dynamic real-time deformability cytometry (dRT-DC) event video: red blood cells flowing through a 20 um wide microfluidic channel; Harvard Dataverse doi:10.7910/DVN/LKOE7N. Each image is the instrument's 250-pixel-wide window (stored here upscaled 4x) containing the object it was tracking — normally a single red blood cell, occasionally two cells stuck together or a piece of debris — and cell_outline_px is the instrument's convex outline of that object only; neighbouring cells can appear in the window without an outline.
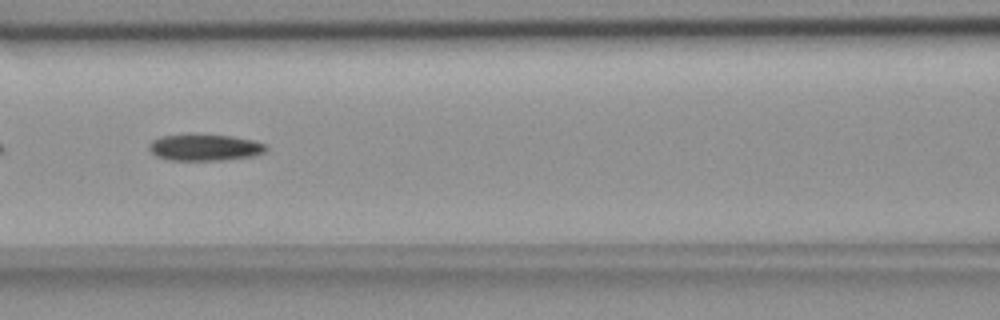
{"species": "common noctule bat (a hibernating species)", "species_latin": "Nyctalus noctula", "temperature_condition": "room temperature", "stored_images_in_passage": 40, "camera_frame_rate_fps": 3000, "um_per_image_px": 0.085, "animal": {"sex": "female", "body_mass_g": 18.4}, "frame": {"image": 1, "passage_image": 9, "time_ms": 2.667, "image_size_px": [1000, 320], "cell_outline_px": [[268, 148], [264, 152], [252, 156], [224, 160], [168, 160], [156, 156], [148, 148], [148, 144], [152, 140], [160, 136], [192, 132], [232, 136], [252, 140], [264, 144]], "centroid_in_image_um": [17.34, 12.5], "position_along_channel_um": 149.3, "area_um2": 18.61}}
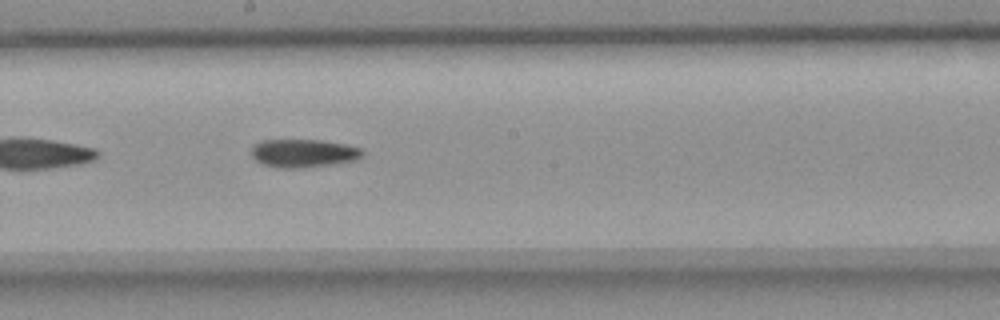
{"frame": {"image": 2, "passage_image": 15, "time_ms": 4.667, "image_size_px": [1000, 320], "cell_outline_px": [[364, 156], [356, 160], [332, 164], [300, 168], [276, 168], [264, 164], [256, 160], [252, 156], [252, 144], [260, 140], [320, 140], [348, 144], [360, 148], [364, 152]], "centroid_in_image_um": [25.8, 13.02], "position_along_channel_um": 222.4, "area_um2": 18.44}}
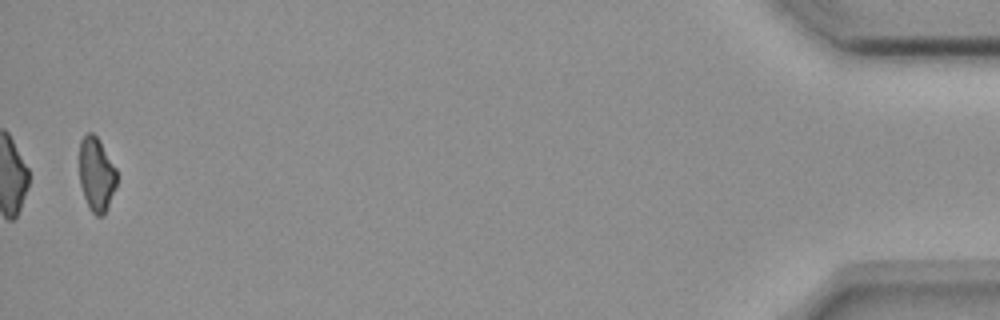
{"frame": {"image": 3, "passage_image": 39, "time_ms": 12.667, "image_size_px": [1000, 320], "cell_outline_px": [[116, 184], [104, 216], [96, 216], [88, 208], [80, 184], [80, 140], [88, 132], [92, 132], [96, 136], [116, 168]], "centroid_in_image_um": [8.18, 14.84], "position_along_channel_um": 427.0, "area_um2": 15.9}, "authors_computed_cell_mechanics": {"area_um2": 17.9758, "velocity_mm_per_s": 3.6811, "shape_relaxation_time_tau1_ms": 10.148, "shape_relaxation_time_tau2_ms": null, "deformation_change_tau1": 0.1908, "deformation_change_tau2": null}}